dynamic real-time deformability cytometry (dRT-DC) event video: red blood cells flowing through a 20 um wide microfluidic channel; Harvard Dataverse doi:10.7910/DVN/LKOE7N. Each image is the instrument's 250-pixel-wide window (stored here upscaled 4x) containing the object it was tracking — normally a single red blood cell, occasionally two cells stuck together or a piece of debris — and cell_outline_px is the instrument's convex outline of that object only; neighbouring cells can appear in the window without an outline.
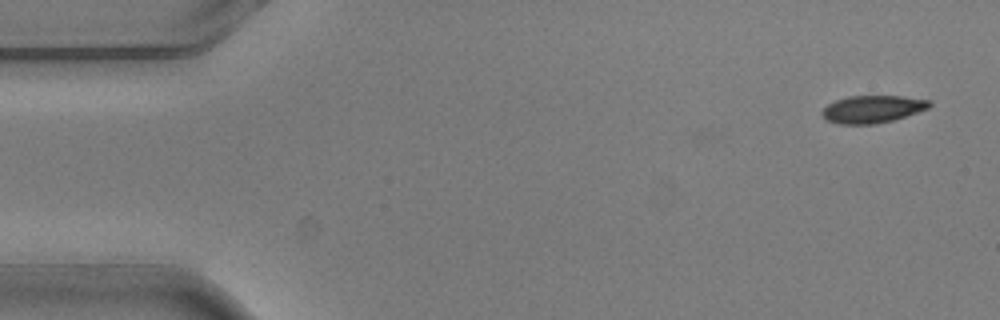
{"species": "common noctule bat (a hibernating species)", "species_latin": "Nyctalus noctula", "temperature_condition": "warm", "stored_images_in_passage": 4, "camera_frame_rate_fps": 3000, "um_per_image_px": 0.085, "animal": {"sex": "male", "body_mass_g": 20.5, "forearm_length_mm": 52.5}, "frame": {"image": 1, "passage_image": 1, "time_ms": 0.0, "image_size_px": [1000, 320], "cell_outline_px": [[932, 104], [928, 108], [892, 120], [876, 124], [840, 124], [828, 120], [820, 112], [828, 104], [836, 100], [848, 96], [900, 96], [932, 100]], "centroid_in_image_um": [74.16, 9.27], "position_along_channel_um": 10.8, "area_um2": 16.99}}
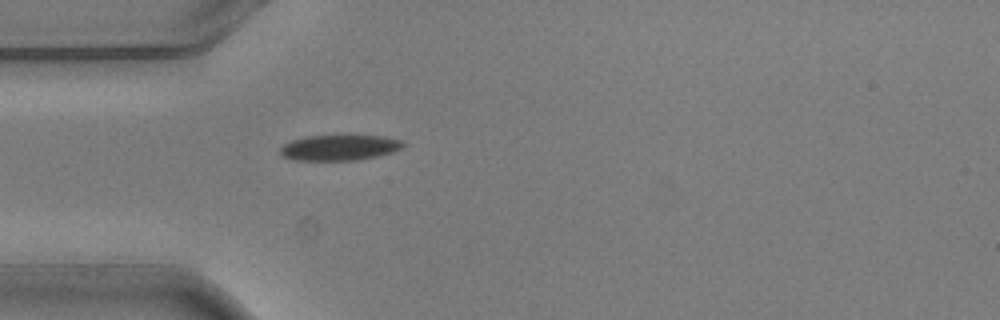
{"frame": {"image": 2, "passage_image": 4, "time_ms": 1.0, "image_size_px": [1000, 320], "cell_outline_px": [[404, 144], [400, 148], [392, 152], [376, 156], [356, 160], [296, 160], [284, 156], [280, 152], [280, 148], [284, 144], [292, 140], [304, 136], [344, 132], [384, 136], [404, 140]], "centroid_in_image_um": [28.88, 12.47], "position_along_channel_um": 56.1, "area_um2": 19.25}}